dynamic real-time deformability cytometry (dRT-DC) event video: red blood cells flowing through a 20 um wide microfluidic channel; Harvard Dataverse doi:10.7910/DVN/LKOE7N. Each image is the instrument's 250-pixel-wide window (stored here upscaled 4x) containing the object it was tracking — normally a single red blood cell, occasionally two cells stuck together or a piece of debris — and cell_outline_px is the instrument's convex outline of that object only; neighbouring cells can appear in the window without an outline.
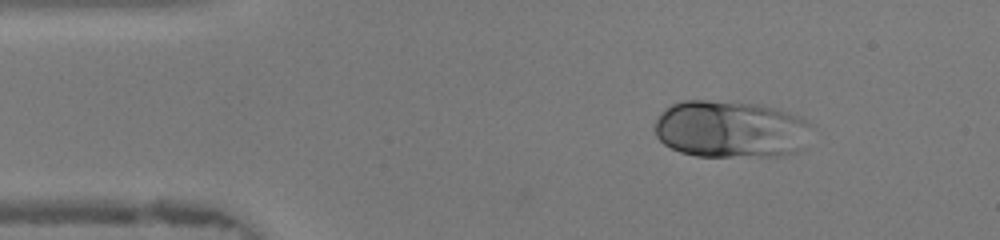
{"species": "human", "species_latin": "Homo sapiens", "temperature_condition": "warm", "stored_images_in_passage": 46, "camera_frame_rate_fps": 3000, "um_per_image_px": 0.085, "donor": {"sex": "female"}, "frame": {"image": 1, "passage_image": 6, "time_ms": 1.667, "image_size_px": [1000, 240], "cell_outline_px": [[808, 124], [804, 148], [796, 152], [780, 156], [696, 156], [680, 152], [664, 144], [656, 136], [656, 120], [660, 112], [668, 104], [680, 100], [708, 100], [760, 104], [776, 108], [800, 116]], "centroid_in_image_um": [62.05, 10.97], "position_along_channel_um": 23.0, "area_um2": 52.48}}
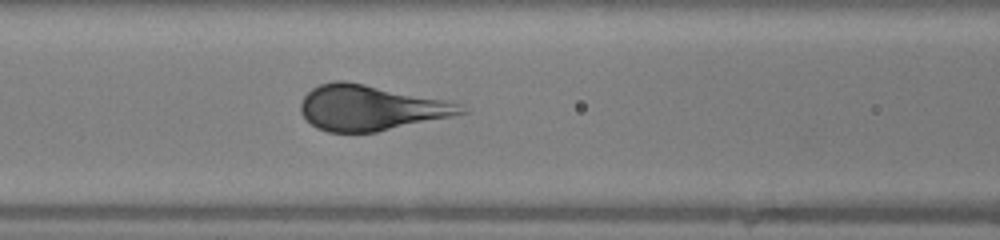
{"frame": {"image": 2, "passage_image": 18, "time_ms": 5.667, "image_size_px": [1000, 240], "cell_outline_px": [[468, 112], [452, 116], [376, 132], [328, 132], [316, 128], [300, 112], [300, 104], [304, 96], [312, 88], [320, 84], [336, 80], [344, 80], [448, 100], [460, 104]], "centroid_in_image_um": [31.48, 9.16], "position_along_channel_um": 135.1, "area_um2": 42.19}}
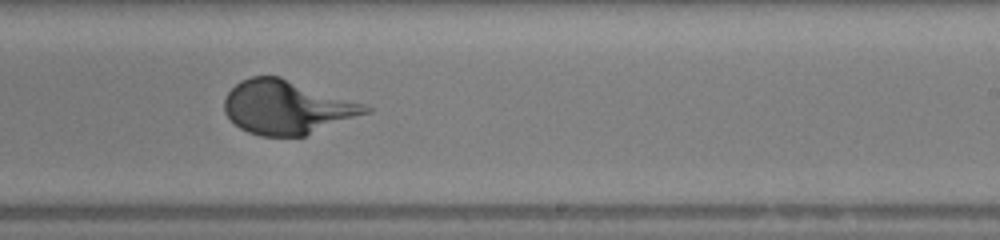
{"frame": {"image": 3, "passage_image": 27, "time_ms": 8.667, "image_size_px": [1000, 240], "cell_outline_px": [[372, 112], [304, 136], [260, 136], [248, 132], [240, 128], [224, 112], [224, 96], [240, 80], [252, 76], [280, 76], [368, 104], [372, 108]], "centroid_in_image_um": [24.43, 9.11], "position_along_channel_um": 264.6, "area_um2": 44.56}}